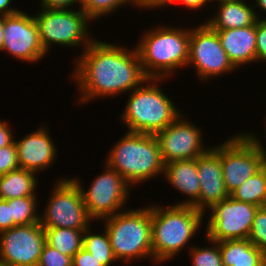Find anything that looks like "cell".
<instances>
[{"instance_id": "83f0119b", "label": "cell", "mask_w": 266, "mask_h": 266, "mask_svg": "<svg viewBox=\"0 0 266 266\" xmlns=\"http://www.w3.org/2000/svg\"><path fill=\"white\" fill-rule=\"evenodd\" d=\"M204 237L207 239L208 245H211L205 247L190 246L188 249L192 266H224L219 242L211 241L206 236Z\"/></svg>"}, {"instance_id": "5b68a950", "label": "cell", "mask_w": 266, "mask_h": 266, "mask_svg": "<svg viewBox=\"0 0 266 266\" xmlns=\"http://www.w3.org/2000/svg\"><path fill=\"white\" fill-rule=\"evenodd\" d=\"M106 156V163L132 187L163 175L164 163L154 134H123Z\"/></svg>"}, {"instance_id": "ffe728a7", "label": "cell", "mask_w": 266, "mask_h": 266, "mask_svg": "<svg viewBox=\"0 0 266 266\" xmlns=\"http://www.w3.org/2000/svg\"><path fill=\"white\" fill-rule=\"evenodd\" d=\"M249 1V0H248ZM247 0H234L220 3L213 17L206 19L212 30H226L255 25L258 21L257 12Z\"/></svg>"}, {"instance_id": "8d00e7d4", "label": "cell", "mask_w": 266, "mask_h": 266, "mask_svg": "<svg viewBox=\"0 0 266 266\" xmlns=\"http://www.w3.org/2000/svg\"><path fill=\"white\" fill-rule=\"evenodd\" d=\"M178 2V3H177ZM180 2V3H179ZM207 3V0H167L161 7V8H164V7H167V6H170V4H173L176 5V4H184L185 7L187 8V10L189 11L190 9L191 10H199L203 7H206L205 5Z\"/></svg>"}, {"instance_id": "3957f363", "label": "cell", "mask_w": 266, "mask_h": 266, "mask_svg": "<svg viewBox=\"0 0 266 266\" xmlns=\"http://www.w3.org/2000/svg\"><path fill=\"white\" fill-rule=\"evenodd\" d=\"M205 214L193 206L151 204L154 262L170 261L199 233Z\"/></svg>"}, {"instance_id": "1f68e13d", "label": "cell", "mask_w": 266, "mask_h": 266, "mask_svg": "<svg viewBox=\"0 0 266 266\" xmlns=\"http://www.w3.org/2000/svg\"><path fill=\"white\" fill-rule=\"evenodd\" d=\"M256 52L257 63L266 62V22H256Z\"/></svg>"}, {"instance_id": "b9f144b4", "label": "cell", "mask_w": 266, "mask_h": 266, "mask_svg": "<svg viewBox=\"0 0 266 266\" xmlns=\"http://www.w3.org/2000/svg\"><path fill=\"white\" fill-rule=\"evenodd\" d=\"M4 15L0 14V51L4 45Z\"/></svg>"}, {"instance_id": "836d02e7", "label": "cell", "mask_w": 266, "mask_h": 266, "mask_svg": "<svg viewBox=\"0 0 266 266\" xmlns=\"http://www.w3.org/2000/svg\"><path fill=\"white\" fill-rule=\"evenodd\" d=\"M82 2L83 0H40L39 7L46 9H70L73 5H76L77 9H81Z\"/></svg>"}, {"instance_id": "f546056e", "label": "cell", "mask_w": 266, "mask_h": 266, "mask_svg": "<svg viewBox=\"0 0 266 266\" xmlns=\"http://www.w3.org/2000/svg\"><path fill=\"white\" fill-rule=\"evenodd\" d=\"M37 266H72V257L45 243Z\"/></svg>"}, {"instance_id": "f35d334b", "label": "cell", "mask_w": 266, "mask_h": 266, "mask_svg": "<svg viewBox=\"0 0 266 266\" xmlns=\"http://www.w3.org/2000/svg\"><path fill=\"white\" fill-rule=\"evenodd\" d=\"M167 0H136L138 9H146L148 11L152 9H159Z\"/></svg>"}, {"instance_id": "2e32d148", "label": "cell", "mask_w": 266, "mask_h": 266, "mask_svg": "<svg viewBox=\"0 0 266 266\" xmlns=\"http://www.w3.org/2000/svg\"><path fill=\"white\" fill-rule=\"evenodd\" d=\"M14 143L19 167L36 174L50 168L57 158V146L46 126H40Z\"/></svg>"}, {"instance_id": "8992f818", "label": "cell", "mask_w": 266, "mask_h": 266, "mask_svg": "<svg viewBox=\"0 0 266 266\" xmlns=\"http://www.w3.org/2000/svg\"><path fill=\"white\" fill-rule=\"evenodd\" d=\"M118 263L150 258L154 261L151 234V205L128 209L102 219Z\"/></svg>"}, {"instance_id": "d590c367", "label": "cell", "mask_w": 266, "mask_h": 266, "mask_svg": "<svg viewBox=\"0 0 266 266\" xmlns=\"http://www.w3.org/2000/svg\"><path fill=\"white\" fill-rule=\"evenodd\" d=\"M9 123L4 120H0V148L10 145L14 141V132Z\"/></svg>"}, {"instance_id": "8fae6325", "label": "cell", "mask_w": 266, "mask_h": 266, "mask_svg": "<svg viewBox=\"0 0 266 266\" xmlns=\"http://www.w3.org/2000/svg\"><path fill=\"white\" fill-rule=\"evenodd\" d=\"M258 208L229 196L209 209L205 236L215 242L248 239Z\"/></svg>"}, {"instance_id": "7402d4cb", "label": "cell", "mask_w": 266, "mask_h": 266, "mask_svg": "<svg viewBox=\"0 0 266 266\" xmlns=\"http://www.w3.org/2000/svg\"><path fill=\"white\" fill-rule=\"evenodd\" d=\"M38 174L22 168L0 176V199L9 200L24 196H37Z\"/></svg>"}, {"instance_id": "ba28073f", "label": "cell", "mask_w": 266, "mask_h": 266, "mask_svg": "<svg viewBox=\"0 0 266 266\" xmlns=\"http://www.w3.org/2000/svg\"><path fill=\"white\" fill-rule=\"evenodd\" d=\"M103 169L102 173L93 179L89 189L82 186L83 182L78 177L72 178L81 190L87 214L92 222L125 210L130 197V188H132L116 170L106 163Z\"/></svg>"}, {"instance_id": "74e56055", "label": "cell", "mask_w": 266, "mask_h": 266, "mask_svg": "<svg viewBox=\"0 0 266 266\" xmlns=\"http://www.w3.org/2000/svg\"><path fill=\"white\" fill-rule=\"evenodd\" d=\"M244 134L252 141V143L258 148L260 153L263 155L261 169L264 171V174L266 176V150H265L266 148H264L265 146L262 145V142L259 139L258 134L254 133V132H252V133L246 132Z\"/></svg>"}, {"instance_id": "e0dca14e", "label": "cell", "mask_w": 266, "mask_h": 266, "mask_svg": "<svg viewBox=\"0 0 266 266\" xmlns=\"http://www.w3.org/2000/svg\"><path fill=\"white\" fill-rule=\"evenodd\" d=\"M197 169L200 182L199 211L206 214L213 205L230 196L224 185L220 144L210 146L204 154L197 157Z\"/></svg>"}, {"instance_id": "4dcf8cb0", "label": "cell", "mask_w": 266, "mask_h": 266, "mask_svg": "<svg viewBox=\"0 0 266 266\" xmlns=\"http://www.w3.org/2000/svg\"><path fill=\"white\" fill-rule=\"evenodd\" d=\"M20 168L17 158V150L14 141L0 148V176Z\"/></svg>"}, {"instance_id": "4fadbf2b", "label": "cell", "mask_w": 266, "mask_h": 266, "mask_svg": "<svg viewBox=\"0 0 266 266\" xmlns=\"http://www.w3.org/2000/svg\"><path fill=\"white\" fill-rule=\"evenodd\" d=\"M45 243L40 222L1 231L0 261L5 266H37Z\"/></svg>"}, {"instance_id": "d6986e66", "label": "cell", "mask_w": 266, "mask_h": 266, "mask_svg": "<svg viewBox=\"0 0 266 266\" xmlns=\"http://www.w3.org/2000/svg\"><path fill=\"white\" fill-rule=\"evenodd\" d=\"M165 180L175 190L188 198L173 205L193 206L199 210L200 182L198 178L197 158L190 160L173 161L164 164Z\"/></svg>"}, {"instance_id": "277c9868", "label": "cell", "mask_w": 266, "mask_h": 266, "mask_svg": "<svg viewBox=\"0 0 266 266\" xmlns=\"http://www.w3.org/2000/svg\"><path fill=\"white\" fill-rule=\"evenodd\" d=\"M162 80L169 79L147 78L131 94L127 93L129 98L120 117L127 131L155 135L182 114L172 99L161 90L159 84Z\"/></svg>"}, {"instance_id": "603a6c76", "label": "cell", "mask_w": 266, "mask_h": 266, "mask_svg": "<svg viewBox=\"0 0 266 266\" xmlns=\"http://www.w3.org/2000/svg\"><path fill=\"white\" fill-rule=\"evenodd\" d=\"M84 231L85 229L44 228L46 243L72 258L82 248Z\"/></svg>"}, {"instance_id": "9c48e42d", "label": "cell", "mask_w": 266, "mask_h": 266, "mask_svg": "<svg viewBox=\"0 0 266 266\" xmlns=\"http://www.w3.org/2000/svg\"><path fill=\"white\" fill-rule=\"evenodd\" d=\"M55 182L43 214H40L41 226L86 229L92 219L87 214L78 184L67 177H61Z\"/></svg>"}, {"instance_id": "6da1fadb", "label": "cell", "mask_w": 266, "mask_h": 266, "mask_svg": "<svg viewBox=\"0 0 266 266\" xmlns=\"http://www.w3.org/2000/svg\"><path fill=\"white\" fill-rule=\"evenodd\" d=\"M96 39L75 57L74 72L70 75L78 86L80 99L77 103L80 105L97 97L116 98L122 93H130L148 78L143 72L136 46L131 50Z\"/></svg>"}, {"instance_id": "7bdbcfd3", "label": "cell", "mask_w": 266, "mask_h": 266, "mask_svg": "<svg viewBox=\"0 0 266 266\" xmlns=\"http://www.w3.org/2000/svg\"><path fill=\"white\" fill-rule=\"evenodd\" d=\"M215 2H218L217 4H220V3H224V2H227V1H234V0H207V3H214Z\"/></svg>"}, {"instance_id": "52a82bcc", "label": "cell", "mask_w": 266, "mask_h": 266, "mask_svg": "<svg viewBox=\"0 0 266 266\" xmlns=\"http://www.w3.org/2000/svg\"><path fill=\"white\" fill-rule=\"evenodd\" d=\"M74 9L39 7L37 15L33 14L38 25L40 42L46 53L51 51L53 45L79 47L84 51L95 40L90 35L91 31L88 32L92 20L83 10Z\"/></svg>"}, {"instance_id": "30bf717a", "label": "cell", "mask_w": 266, "mask_h": 266, "mask_svg": "<svg viewBox=\"0 0 266 266\" xmlns=\"http://www.w3.org/2000/svg\"><path fill=\"white\" fill-rule=\"evenodd\" d=\"M187 66L193 67L201 81H209L237 70L221 46L217 32L205 22L190 29Z\"/></svg>"}, {"instance_id": "5bb4252c", "label": "cell", "mask_w": 266, "mask_h": 266, "mask_svg": "<svg viewBox=\"0 0 266 266\" xmlns=\"http://www.w3.org/2000/svg\"><path fill=\"white\" fill-rule=\"evenodd\" d=\"M4 45L1 51L17 60L36 63L46 57L41 45L39 30L33 14L20 9L11 15H4Z\"/></svg>"}, {"instance_id": "ab89813d", "label": "cell", "mask_w": 266, "mask_h": 266, "mask_svg": "<svg viewBox=\"0 0 266 266\" xmlns=\"http://www.w3.org/2000/svg\"><path fill=\"white\" fill-rule=\"evenodd\" d=\"M11 3H13V0H0V14L11 15L19 10L13 6L11 7Z\"/></svg>"}, {"instance_id": "44dd1931", "label": "cell", "mask_w": 266, "mask_h": 266, "mask_svg": "<svg viewBox=\"0 0 266 266\" xmlns=\"http://www.w3.org/2000/svg\"><path fill=\"white\" fill-rule=\"evenodd\" d=\"M224 266H266V254L249 239L219 241Z\"/></svg>"}, {"instance_id": "4316f807", "label": "cell", "mask_w": 266, "mask_h": 266, "mask_svg": "<svg viewBox=\"0 0 266 266\" xmlns=\"http://www.w3.org/2000/svg\"><path fill=\"white\" fill-rule=\"evenodd\" d=\"M128 4L137 8L136 0H83L81 10L91 20H95L113 14L120 7Z\"/></svg>"}, {"instance_id": "d4e9b609", "label": "cell", "mask_w": 266, "mask_h": 266, "mask_svg": "<svg viewBox=\"0 0 266 266\" xmlns=\"http://www.w3.org/2000/svg\"><path fill=\"white\" fill-rule=\"evenodd\" d=\"M90 226L83 233L82 248L91 253L104 266H110L116 263L117 259L113 254L107 230L103 228V233L98 232L94 234Z\"/></svg>"}, {"instance_id": "f1b7e54d", "label": "cell", "mask_w": 266, "mask_h": 266, "mask_svg": "<svg viewBox=\"0 0 266 266\" xmlns=\"http://www.w3.org/2000/svg\"><path fill=\"white\" fill-rule=\"evenodd\" d=\"M248 239L266 254V206L257 209Z\"/></svg>"}, {"instance_id": "484cf974", "label": "cell", "mask_w": 266, "mask_h": 266, "mask_svg": "<svg viewBox=\"0 0 266 266\" xmlns=\"http://www.w3.org/2000/svg\"><path fill=\"white\" fill-rule=\"evenodd\" d=\"M37 199V196H24L7 200L10 204L13 227L40 222Z\"/></svg>"}, {"instance_id": "7a4b0ae2", "label": "cell", "mask_w": 266, "mask_h": 266, "mask_svg": "<svg viewBox=\"0 0 266 266\" xmlns=\"http://www.w3.org/2000/svg\"><path fill=\"white\" fill-rule=\"evenodd\" d=\"M145 30L137 42L141 66L148 78H169L187 66L190 28L155 25Z\"/></svg>"}, {"instance_id": "e575fe53", "label": "cell", "mask_w": 266, "mask_h": 266, "mask_svg": "<svg viewBox=\"0 0 266 266\" xmlns=\"http://www.w3.org/2000/svg\"><path fill=\"white\" fill-rule=\"evenodd\" d=\"M13 227L10 204L7 200L0 199V232Z\"/></svg>"}, {"instance_id": "7c38bea8", "label": "cell", "mask_w": 266, "mask_h": 266, "mask_svg": "<svg viewBox=\"0 0 266 266\" xmlns=\"http://www.w3.org/2000/svg\"><path fill=\"white\" fill-rule=\"evenodd\" d=\"M234 135L220 144L222 174L229 195L261 169L263 159L258 148L244 133Z\"/></svg>"}, {"instance_id": "ac0fdd59", "label": "cell", "mask_w": 266, "mask_h": 266, "mask_svg": "<svg viewBox=\"0 0 266 266\" xmlns=\"http://www.w3.org/2000/svg\"><path fill=\"white\" fill-rule=\"evenodd\" d=\"M229 60L237 68L257 62L256 24L248 27L214 30Z\"/></svg>"}, {"instance_id": "cb8c5ba5", "label": "cell", "mask_w": 266, "mask_h": 266, "mask_svg": "<svg viewBox=\"0 0 266 266\" xmlns=\"http://www.w3.org/2000/svg\"><path fill=\"white\" fill-rule=\"evenodd\" d=\"M230 196L235 200L250 203L258 207L266 206V176L260 169L248 178Z\"/></svg>"}, {"instance_id": "60d3db41", "label": "cell", "mask_w": 266, "mask_h": 266, "mask_svg": "<svg viewBox=\"0 0 266 266\" xmlns=\"http://www.w3.org/2000/svg\"><path fill=\"white\" fill-rule=\"evenodd\" d=\"M253 2H255V5L253 4L254 9L259 7L260 11L266 14V0H254ZM257 19L266 22V18L261 17L260 14H257Z\"/></svg>"}, {"instance_id": "9a60e30c", "label": "cell", "mask_w": 266, "mask_h": 266, "mask_svg": "<svg viewBox=\"0 0 266 266\" xmlns=\"http://www.w3.org/2000/svg\"><path fill=\"white\" fill-rule=\"evenodd\" d=\"M183 114L164 130L155 134L164 164L195 159L210 148L204 147L203 130L188 118L185 119Z\"/></svg>"}, {"instance_id": "d6a6232c", "label": "cell", "mask_w": 266, "mask_h": 266, "mask_svg": "<svg viewBox=\"0 0 266 266\" xmlns=\"http://www.w3.org/2000/svg\"><path fill=\"white\" fill-rule=\"evenodd\" d=\"M72 266H104L84 248H81L72 258Z\"/></svg>"}]
</instances>
